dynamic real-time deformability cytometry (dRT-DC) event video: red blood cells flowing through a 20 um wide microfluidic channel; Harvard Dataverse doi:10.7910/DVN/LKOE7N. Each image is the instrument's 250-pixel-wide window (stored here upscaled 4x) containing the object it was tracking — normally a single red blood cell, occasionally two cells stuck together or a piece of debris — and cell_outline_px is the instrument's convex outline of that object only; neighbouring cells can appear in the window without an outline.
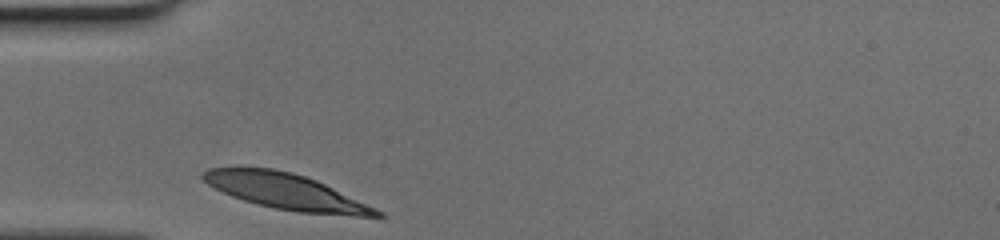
{"species": "human", "species_latin": "Homo sapiens", "temperature_condition": "cold", "stored_images_in_passage": 26, "camera_frame_rate_fps": 3000, "um_per_image_px": 0.085, "donor": {"sex": "female"}, "frame": {"image": 1, "passage_image": 1, "time_ms": 0.0, "image_size_px": [1000, 240], "cell_outline_px": [[384, 216], [356, 216], [300, 212], [276, 208], [244, 200], [232, 196], [208, 184], [200, 176], [200, 172], [208, 168], [236, 164], [240, 164], [272, 168], [292, 172], [316, 180], [376, 208], [384, 212]], "centroid_in_image_um": [24.2, 16.22], "position_along_channel_um": 60.8, "area_um2": 36.53}}
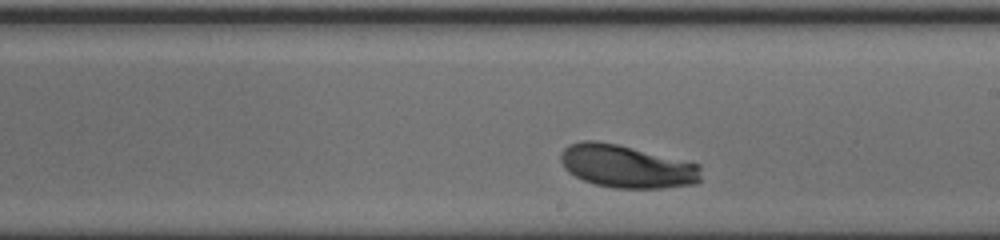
{"frame": {"image": 2, "passage_image": 15, "time_ms": 4.667, "image_size_px": [1000, 240], "cell_outline_px": [[700, 180], [696, 184], [664, 188], [616, 188], [596, 184], [584, 180], [568, 172], [564, 168], [560, 160], [560, 152], [568, 144], [584, 140], [596, 140], [616, 144], [700, 164]], "centroid_in_image_um": [53.25, 14.14], "position_along_channel_um": 235.8, "area_um2": 35.03}}
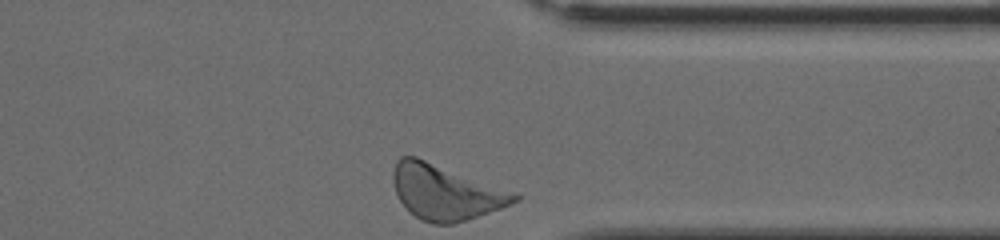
{"frame": {"image": 3, "passage_image": 26, "time_ms": 8.333, "image_size_px": [1000, 240], "cell_outline_px": [[520, 200], [500, 208], [468, 220], [452, 224], [432, 224], [420, 220], [400, 200], [396, 192], [392, 180], [392, 172], [396, 160], [400, 156], [416, 156], [520, 192]], "centroid_in_image_um": [37.92, 16.31], "position_along_channel_um": 373.5, "area_um2": 39.48}}